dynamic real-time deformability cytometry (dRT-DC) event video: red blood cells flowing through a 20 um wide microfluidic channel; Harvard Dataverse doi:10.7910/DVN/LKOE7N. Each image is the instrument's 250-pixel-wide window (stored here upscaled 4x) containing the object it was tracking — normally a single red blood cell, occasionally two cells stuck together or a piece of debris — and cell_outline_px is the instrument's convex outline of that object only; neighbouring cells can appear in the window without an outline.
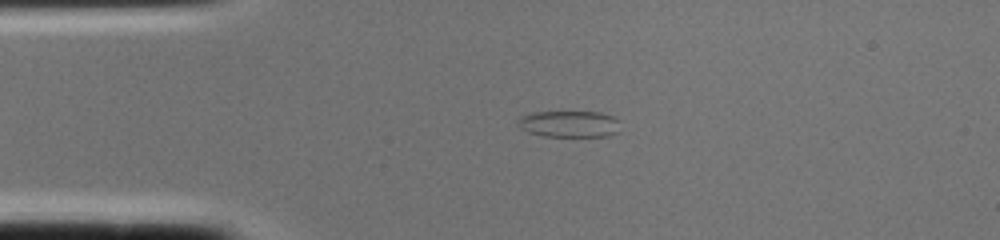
{"species": "common noctule bat (a hibernating species)", "species_latin": "Nyctalus noctula", "temperature_condition": "cold", "stored_images_in_passage": 1, "camera_frame_rate_fps": 3000, "um_per_image_px": 0.085, "animal": {"sex": "female", "body_mass_g": 22.0, "forearm_length_mm": 56.7}, "frame": {"image": 1, "passage_image": 1, "time_ms": 0.0, "image_size_px": [1000, 240], "cell_outline_px": [[620, 120], [616, 132], [608, 136], [544, 136], [528, 132], [520, 124], [520, 116], [532, 112], [600, 112], [612, 116]], "centroid_in_image_um": [48.43, 10.53], "position_along_channel_um": 36.6, "area_um2": 15.55}}